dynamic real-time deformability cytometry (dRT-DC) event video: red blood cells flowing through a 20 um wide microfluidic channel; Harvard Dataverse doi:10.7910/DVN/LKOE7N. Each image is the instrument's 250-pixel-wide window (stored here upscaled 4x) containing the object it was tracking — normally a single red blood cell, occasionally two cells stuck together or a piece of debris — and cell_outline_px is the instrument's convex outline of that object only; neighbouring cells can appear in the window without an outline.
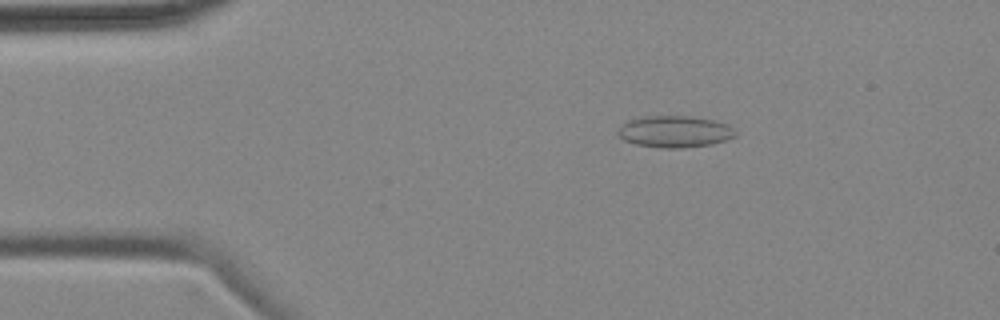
{"species": "common noctule bat (a hibernating species)", "species_latin": "Nyctalus noctula", "temperature_condition": "cold", "stored_images_in_passage": 10, "camera_frame_rate_fps": 3000, "um_per_image_px": 0.085, "animal": {"sex": "female", "body_mass_g": 18.4}, "frame": {"image": 1, "passage_image": 2, "time_ms": 1.0, "image_size_px": [1000, 320], "cell_outline_px": [[736, 136], [728, 140], [712, 144], [680, 148], [668, 148], [636, 144], [624, 140], [616, 132], [620, 124], [628, 120], [644, 116], [684, 116], [712, 120], [728, 124], [736, 132]], "centroid_in_image_um": [57.34, 11.18], "position_along_channel_um": 27.7, "area_um2": 21.62}}
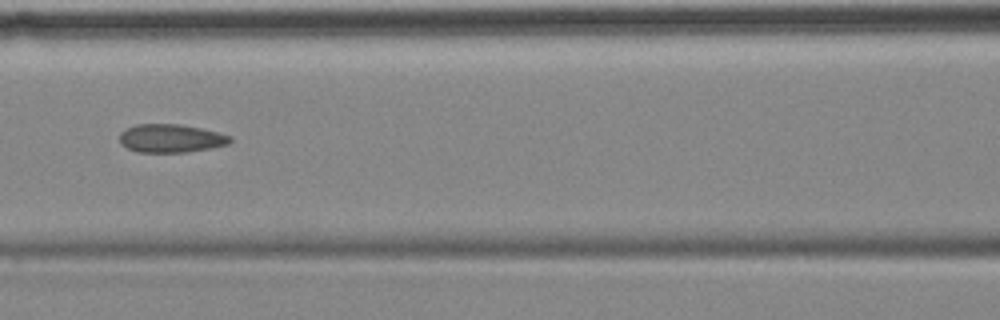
{"frame": {"image": 2, "passage_image": 6, "time_ms": 6.0, "image_size_px": [1000, 320], "cell_outline_px": [[232, 140], [228, 144], [208, 148], [184, 152], [136, 152], [120, 144], [120, 132], [136, 124], [180, 124], [200, 128], [232, 136]], "centroid_in_image_um": [14.5, 11.75], "position_along_channel_um": 152.1, "area_um2": 18.09}}
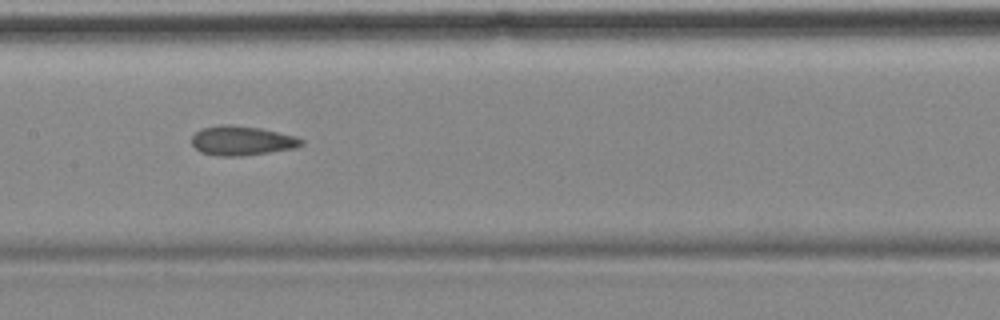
{"frame": {"image": 3, "passage_image": 7, "time_ms": 7.0, "image_size_px": [1000, 320], "cell_outline_px": [[304, 144], [296, 148], [240, 156], [220, 156], [200, 152], [192, 144], [192, 136], [196, 132], [204, 128], [220, 124], [228, 124], [260, 128], [296, 136], [304, 140]], "centroid_in_image_um": [20.57, 11.95], "position_along_channel_um": 186.8, "area_um2": 18.73}}